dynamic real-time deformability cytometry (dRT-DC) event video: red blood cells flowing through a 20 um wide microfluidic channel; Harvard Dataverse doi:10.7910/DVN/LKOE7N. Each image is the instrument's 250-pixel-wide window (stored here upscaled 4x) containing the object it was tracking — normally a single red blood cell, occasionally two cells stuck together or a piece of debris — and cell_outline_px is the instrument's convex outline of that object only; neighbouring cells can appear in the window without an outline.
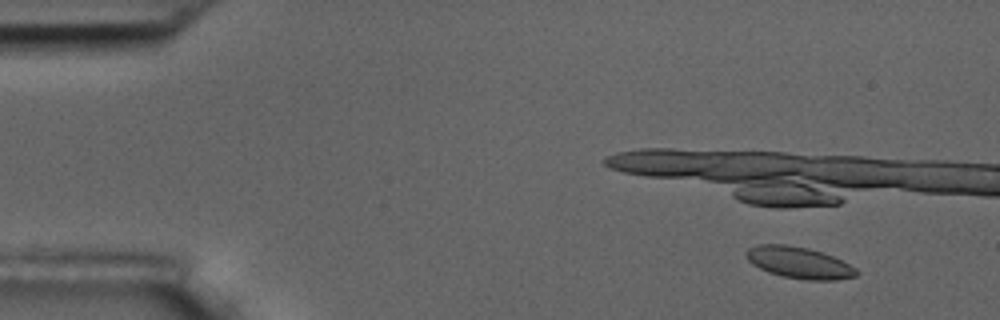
{"species": "common noctule bat (a hibernating species)", "species_latin": "Nyctalus noctula", "temperature_condition": "room temperature", "stored_images_in_passage": 5, "camera_frame_rate_fps": 3000, "um_per_image_px": 0.085, "animal": {"sex": "male", "body_mass_g": 17.5, "forearm_length_mm": 52.3}, "frame": {"image": 1, "passage_image": 2, "time_ms": 1.0, "image_size_px": [1000, 320], "cell_outline_px": [[860, 272], [856, 276], [836, 280], [808, 280], [784, 276], [768, 272], [752, 264], [748, 260], [744, 252], [748, 248], [760, 244], [784, 244], [808, 248], [832, 256], [856, 268]], "centroid_in_image_um": [67.91, 22.32], "position_along_channel_um": 17.1, "area_um2": 20.11}}